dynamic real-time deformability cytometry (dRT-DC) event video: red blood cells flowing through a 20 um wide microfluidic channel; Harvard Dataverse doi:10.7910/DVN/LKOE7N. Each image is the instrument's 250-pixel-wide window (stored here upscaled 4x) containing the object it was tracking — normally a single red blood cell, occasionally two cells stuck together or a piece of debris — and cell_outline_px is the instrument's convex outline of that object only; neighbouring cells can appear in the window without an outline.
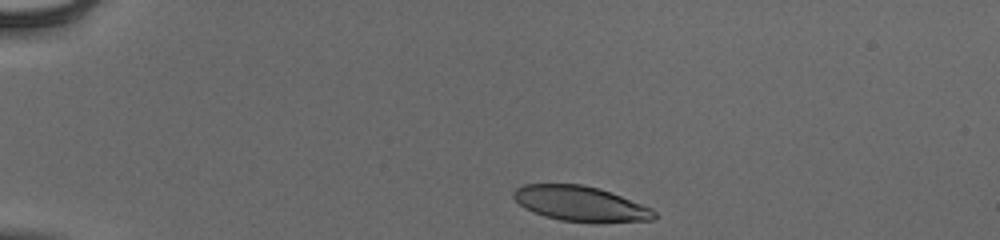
{"species": "human", "species_latin": "Homo sapiens", "temperature_condition": "cold", "stored_images_in_passage": 36, "camera_frame_rate_fps": 3000, "um_per_image_px": 0.085, "donor": {"sex": "male"}, "frame": {"image": 1, "passage_image": 1, "time_ms": 0.0, "image_size_px": [1000, 240], "cell_outline_px": [[656, 216], [652, 220], [596, 224], [560, 220], [544, 216], [532, 212], [524, 208], [512, 196], [512, 192], [516, 188], [524, 184], [584, 184], [600, 188], [652, 208], [656, 212]], "centroid_in_image_um": [49.35, 17.33], "position_along_channel_um": 35.6, "area_um2": 29.3}}
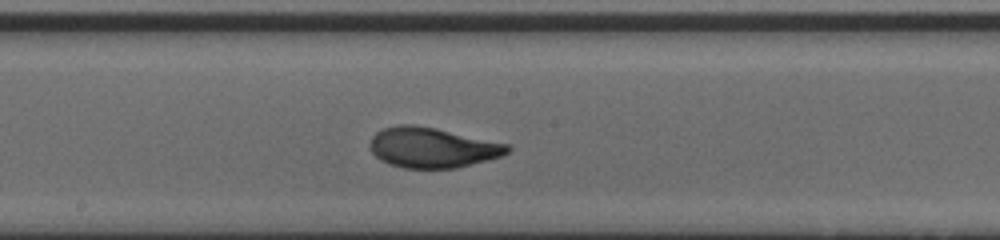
{"frame": {"image": 2, "passage_image": 20, "time_ms": 6.333, "image_size_px": [1000, 240], "cell_outline_px": [[512, 148], [508, 152], [500, 156], [456, 168], [404, 168], [388, 164], [380, 160], [372, 152], [368, 144], [372, 136], [376, 132], [384, 128], [400, 124], [412, 124], [436, 128], [508, 144]], "centroid_in_image_um": [36.7, 12.54], "position_along_channel_um": 211.5, "area_um2": 32.14}}
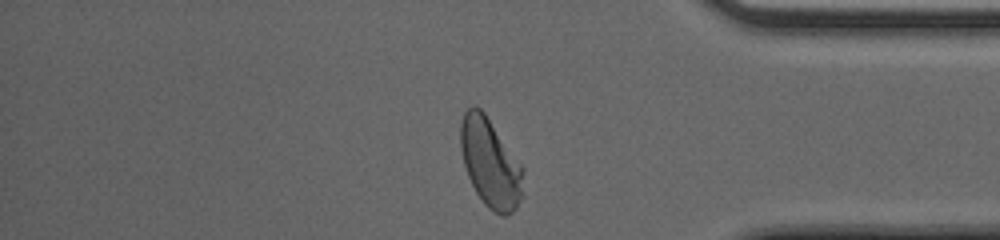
{"frame": {"image": 3, "passage_image": 35, "time_ms": 11.333, "image_size_px": [1000, 240], "cell_outline_px": [[524, 196], [516, 208], [512, 212], [504, 216], [500, 216], [492, 212], [484, 204], [476, 192], [468, 176], [464, 164], [460, 148], [460, 124], [464, 112], [472, 104], [476, 104], [484, 112], [524, 168]], "centroid_in_image_um": [41.7, 13.88], "position_along_channel_um": 393.5, "area_um2": 32.89}, "authors_computed_cell_mechanics": {"area_um2": 31.4432, "velocity_mm_per_s": 3.9166, "shape_relaxation_time_tau1_ms": 3.307, "shape_relaxation_time_tau2_ms": 0.7442, "deformation_change_tau1": 0.1869, "deformation_change_tau2": 0.0491}}